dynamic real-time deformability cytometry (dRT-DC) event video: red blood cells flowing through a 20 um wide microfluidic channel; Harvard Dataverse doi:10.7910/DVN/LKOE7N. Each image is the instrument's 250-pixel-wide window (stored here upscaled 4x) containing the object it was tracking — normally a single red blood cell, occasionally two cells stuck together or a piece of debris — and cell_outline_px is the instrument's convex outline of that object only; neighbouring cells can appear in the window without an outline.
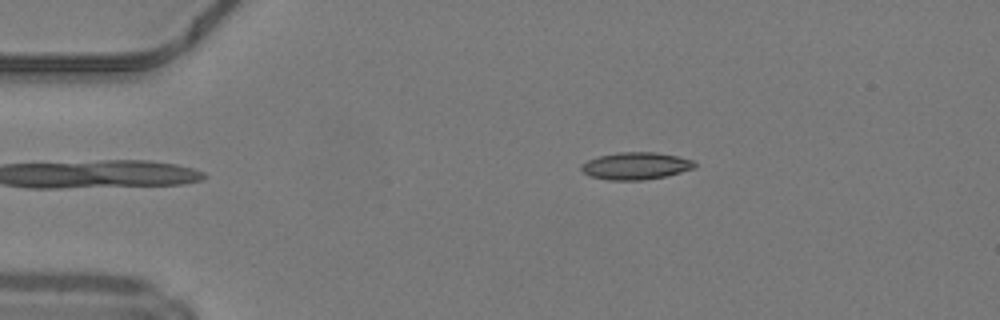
{"species": "common noctule bat (a hibernating species)", "species_latin": "Nyctalus noctula", "temperature_condition": "warm", "stored_images_in_passage": 34, "camera_frame_rate_fps": 3000, "um_per_image_px": 0.085, "animal": {"sex": "male", "body_mass_g": 19.2, "forearm_length_mm": 51.8}, "frame": {"image": 1, "passage_image": 1, "time_ms": 0.0, "image_size_px": [1000, 320], "cell_outline_px": [[696, 168], [664, 176], [644, 180], [608, 180], [588, 176], [580, 168], [580, 164], [588, 160], [600, 156], [616, 152], [656, 152], [676, 156], [692, 160], [696, 164]], "centroid_in_image_um": [54.01, 14.1], "position_along_channel_um": 31.0, "area_um2": 17.98}}
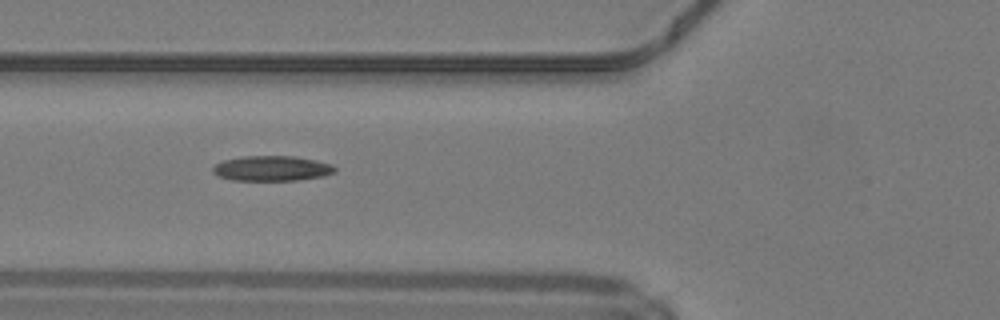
{"frame": {"image": 2, "passage_image": 10, "time_ms": 3.0, "image_size_px": [1000, 320], "cell_outline_px": [[336, 172], [324, 176], [296, 180], [232, 180], [220, 176], [212, 172], [212, 168], [216, 164], [224, 160], [244, 156], [296, 156], [316, 160], [332, 164], [336, 168]], "centroid_in_image_um": [23.14, 14.31], "position_along_channel_um": 102.7, "area_um2": 17.86}}
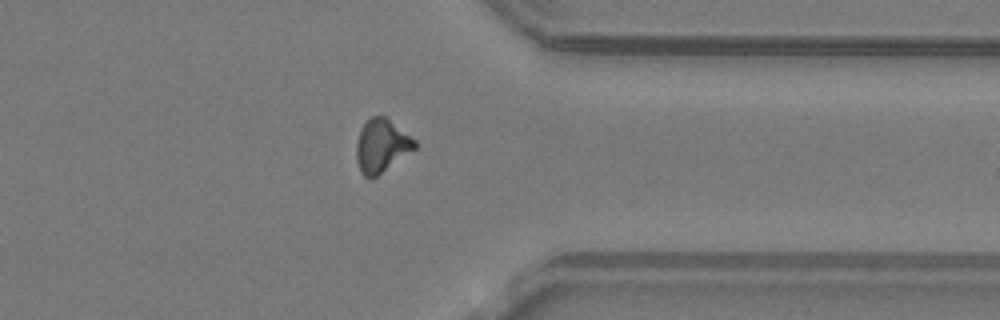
{"frame": {"image": 3, "passage_image": 30, "time_ms": 9.667, "image_size_px": [1000, 320], "cell_outline_px": [[416, 148], [376, 176], [364, 176], [360, 172], [356, 160], [356, 144], [360, 128], [372, 116], [384, 116], [416, 140]], "centroid_in_image_um": [32.41, 12.38], "position_along_channel_um": 379.0, "area_um2": 17.74}}